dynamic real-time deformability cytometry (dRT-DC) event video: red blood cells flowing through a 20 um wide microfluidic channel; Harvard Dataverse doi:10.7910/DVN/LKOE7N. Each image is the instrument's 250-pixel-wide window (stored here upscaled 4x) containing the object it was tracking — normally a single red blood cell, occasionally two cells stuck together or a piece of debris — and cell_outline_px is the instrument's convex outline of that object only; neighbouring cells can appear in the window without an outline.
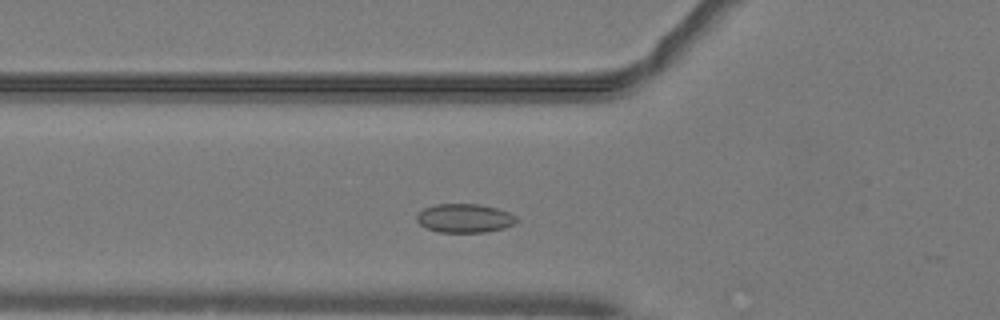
{"species": "common noctule bat (a hibernating species)", "species_latin": "Nyctalus noctula", "temperature_condition": "warm", "stored_images_in_passage": 17, "camera_frame_rate_fps": 3000, "um_per_image_px": 0.085, "animal": {"sex": "male", "body_mass_g": 19.2, "forearm_length_mm": 51.8}, "frame": {"image": 1, "passage_image": 6, "time_ms": 1.667, "image_size_px": [1000, 320], "cell_outline_px": [[520, 220], [516, 224], [504, 228], [484, 232], [440, 232], [428, 228], [420, 224], [416, 220], [416, 216], [424, 208], [436, 204], [476, 204], [496, 208], [508, 212], [516, 216]], "centroid_in_image_um": [39.53, 18.55], "position_along_channel_um": 86.3, "area_um2": 16.7}}
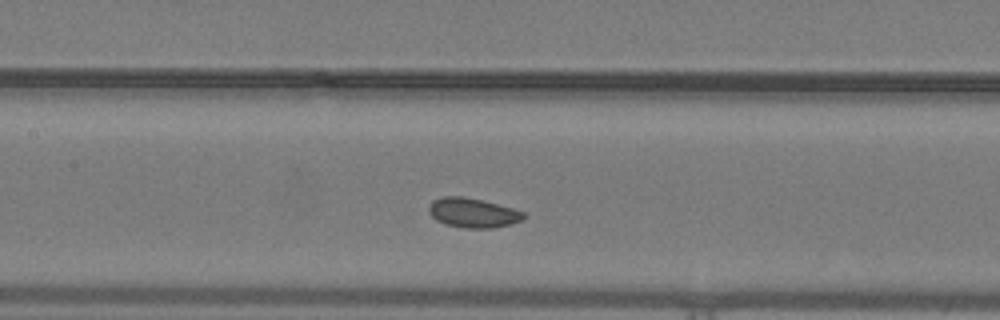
{"frame": {"image": 2, "passage_image": 12, "time_ms": 3.667, "image_size_px": [1000, 320], "cell_outline_px": [[528, 216], [520, 220], [508, 224], [492, 228], [464, 228], [444, 224], [436, 220], [428, 212], [428, 208], [432, 200], [444, 196], [460, 196], [480, 200], [512, 208], [524, 212]], "centroid_in_image_um": [40.16, 18.09], "position_along_channel_um": 167.2, "area_um2": 16.18}}
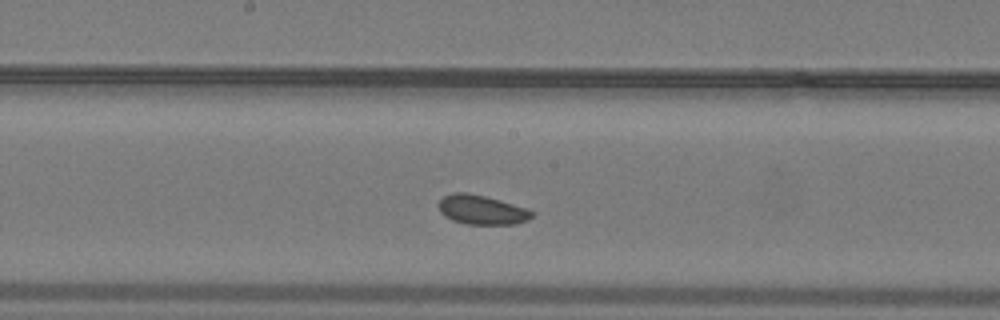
{"frame": {"image": 3, "passage_image": 15, "time_ms": 4.667, "image_size_px": [1000, 320], "cell_outline_px": [[532, 216], [528, 220], [516, 224], [468, 224], [452, 220], [444, 216], [440, 212], [440, 200], [444, 196], [452, 192], [464, 192], [484, 196], [500, 200], [528, 208], [532, 212]], "centroid_in_image_um": [40.95, 17.83], "position_along_channel_um": 207.2, "area_um2": 15.84}}